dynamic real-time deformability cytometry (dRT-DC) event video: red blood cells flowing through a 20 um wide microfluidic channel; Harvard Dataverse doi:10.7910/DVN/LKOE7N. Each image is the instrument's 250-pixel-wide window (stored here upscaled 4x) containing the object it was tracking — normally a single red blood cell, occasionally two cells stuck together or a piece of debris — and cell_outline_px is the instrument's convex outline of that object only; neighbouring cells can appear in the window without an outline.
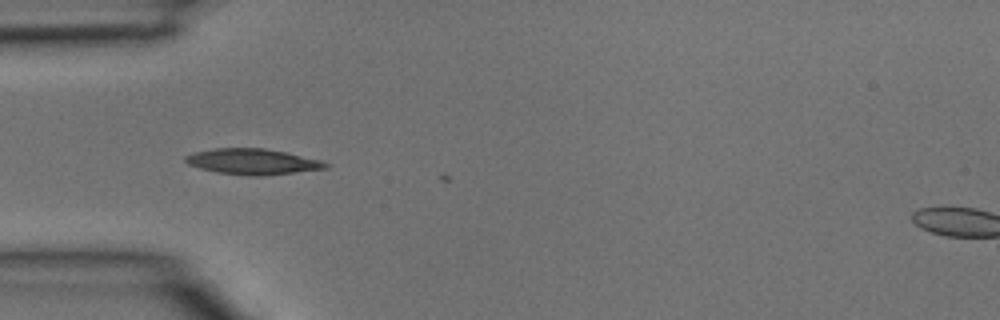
{"species": "common noctule bat (a hibernating species)", "species_latin": "Nyctalus noctula", "temperature_condition": "room temperature", "stored_images_in_passage": 2, "camera_frame_rate_fps": 3000, "um_per_image_px": 0.085, "animal": {"sex": "male", "body_mass_g": 15.6}, "frame": {"image": 1, "passage_image": 1, "time_ms": 0.0, "image_size_px": [1000, 320], "cell_outline_px": [[332, 164], [328, 168], [264, 176], [248, 176], [216, 172], [200, 168], [188, 164], [184, 160], [184, 156], [196, 152], [216, 148], [264, 148], [324, 160]], "centroid_in_image_um": [21.52, 13.74], "position_along_channel_um": 63.5, "area_um2": 21.15}}